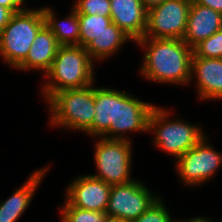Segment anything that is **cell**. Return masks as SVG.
<instances>
[{
  "mask_svg": "<svg viewBox=\"0 0 222 222\" xmlns=\"http://www.w3.org/2000/svg\"><path fill=\"white\" fill-rule=\"evenodd\" d=\"M192 57L222 58V28L194 46Z\"/></svg>",
  "mask_w": 222,
  "mask_h": 222,
  "instance_id": "cell-22",
  "label": "cell"
},
{
  "mask_svg": "<svg viewBox=\"0 0 222 222\" xmlns=\"http://www.w3.org/2000/svg\"><path fill=\"white\" fill-rule=\"evenodd\" d=\"M158 198L140 180L112 185L105 213L108 217L132 221L147 211Z\"/></svg>",
  "mask_w": 222,
  "mask_h": 222,
  "instance_id": "cell-9",
  "label": "cell"
},
{
  "mask_svg": "<svg viewBox=\"0 0 222 222\" xmlns=\"http://www.w3.org/2000/svg\"><path fill=\"white\" fill-rule=\"evenodd\" d=\"M191 0H165L147 11L144 37L155 39H183Z\"/></svg>",
  "mask_w": 222,
  "mask_h": 222,
  "instance_id": "cell-10",
  "label": "cell"
},
{
  "mask_svg": "<svg viewBox=\"0 0 222 222\" xmlns=\"http://www.w3.org/2000/svg\"><path fill=\"white\" fill-rule=\"evenodd\" d=\"M72 8L78 14L110 17V0H75Z\"/></svg>",
  "mask_w": 222,
  "mask_h": 222,
  "instance_id": "cell-23",
  "label": "cell"
},
{
  "mask_svg": "<svg viewBox=\"0 0 222 222\" xmlns=\"http://www.w3.org/2000/svg\"><path fill=\"white\" fill-rule=\"evenodd\" d=\"M194 78L199 99H222V58L192 57L191 81Z\"/></svg>",
  "mask_w": 222,
  "mask_h": 222,
  "instance_id": "cell-13",
  "label": "cell"
},
{
  "mask_svg": "<svg viewBox=\"0 0 222 222\" xmlns=\"http://www.w3.org/2000/svg\"><path fill=\"white\" fill-rule=\"evenodd\" d=\"M45 26L41 8L15 12L0 35V56L16 69L28 56L37 33Z\"/></svg>",
  "mask_w": 222,
  "mask_h": 222,
  "instance_id": "cell-5",
  "label": "cell"
},
{
  "mask_svg": "<svg viewBox=\"0 0 222 222\" xmlns=\"http://www.w3.org/2000/svg\"><path fill=\"white\" fill-rule=\"evenodd\" d=\"M144 51L140 74L156 83L188 85L191 83L193 48L183 39L143 37L135 42Z\"/></svg>",
  "mask_w": 222,
  "mask_h": 222,
  "instance_id": "cell-1",
  "label": "cell"
},
{
  "mask_svg": "<svg viewBox=\"0 0 222 222\" xmlns=\"http://www.w3.org/2000/svg\"><path fill=\"white\" fill-rule=\"evenodd\" d=\"M207 138L205 136L175 162L177 175L186 186L197 187L206 183L222 166V153L215 150Z\"/></svg>",
  "mask_w": 222,
  "mask_h": 222,
  "instance_id": "cell-8",
  "label": "cell"
},
{
  "mask_svg": "<svg viewBox=\"0 0 222 222\" xmlns=\"http://www.w3.org/2000/svg\"><path fill=\"white\" fill-rule=\"evenodd\" d=\"M165 0H142L146 10L149 11L152 8L161 5Z\"/></svg>",
  "mask_w": 222,
  "mask_h": 222,
  "instance_id": "cell-28",
  "label": "cell"
},
{
  "mask_svg": "<svg viewBox=\"0 0 222 222\" xmlns=\"http://www.w3.org/2000/svg\"><path fill=\"white\" fill-rule=\"evenodd\" d=\"M177 222H214L213 220L211 219H208L207 217H193V218H189V219H181V220H178Z\"/></svg>",
  "mask_w": 222,
  "mask_h": 222,
  "instance_id": "cell-29",
  "label": "cell"
},
{
  "mask_svg": "<svg viewBox=\"0 0 222 222\" xmlns=\"http://www.w3.org/2000/svg\"><path fill=\"white\" fill-rule=\"evenodd\" d=\"M95 114L92 137H101L115 122L116 90L109 87H95Z\"/></svg>",
  "mask_w": 222,
  "mask_h": 222,
  "instance_id": "cell-18",
  "label": "cell"
},
{
  "mask_svg": "<svg viewBox=\"0 0 222 222\" xmlns=\"http://www.w3.org/2000/svg\"><path fill=\"white\" fill-rule=\"evenodd\" d=\"M154 107V103L140 101L125 90L116 89L115 122L111 123L110 128L101 137L130 140L128 132L148 133V120Z\"/></svg>",
  "mask_w": 222,
  "mask_h": 222,
  "instance_id": "cell-7",
  "label": "cell"
},
{
  "mask_svg": "<svg viewBox=\"0 0 222 222\" xmlns=\"http://www.w3.org/2000/svg\"><path fill=\"white\" fill-rule=\"evenodd\" d=\"M65 191V200L79 209L105 212L111 185L91 175H82L71 180Z\"/></svg>",
  "mask_w": 222,
  "mask_h": 222,
  "instance_id": "cell-11",
  "label": "cell"
},
{
  "mask_svg": "<svg viewBox=\"0 0 222 222\" xmlns=\"http://www.w3.org/2000/svg\"><path fill=\"white\" fill-rule=\"evenodd\" d=\"M51 126L82 131L92 136L95 114V83L54 93L47 101Z\"/></svg>",
  "mask_w": 222,
  "mask_h": 222,
  "instance_id": "cell-3",
  "label": "cell"
},
{
  "mask_svg": "<svg viewBox=\"0 0 222 222\" xmlns=\"http://www.w3.org/2000/svg\"><path fill=\"white\" fill-rule=\"evenodd\" d=\"M171 113L166 107L155 106L148 120V133L154 132L152 139L155 147L177 160L207 135L199 125L182 118L170 120Z\"/></svg>",
  "mask_w": 222,
  "mask_h": 222,
  "instance_id": "cell-4",
  "label": "cell"
},
{
  "mask_svg": "<svg viewBox=\"0 0 222 222\" xmlns=\"http://www.w3.org/2000/svg\"><path fill=\"white\" fill-rule=\"evenodd\" d=\"M95 64L80 45L59 46L56 57L44 75L41 91L47 101L54 93L84 88L95 82Z\"/></svg>",
  "mask_w": 222,
  "mask_h": 222,
  "instance_id": "cell-2",
  "label": "cell"
},
{
  "mask_svg": "<svg viewBox=\"0 0 222 222\" xmlns=\"http://www.w3.org/2000/svg\"><path fill=\"white\" fill-rule=\"evenodd\" d=\"M105 222H130L128 220L125 219H120V218H114V217H106Z\"/></svg>",
  "mask_w": 222,
  "mask_h": 222,
  "instance_id": "cell-30",
  "label": "cell"
},
{
  "mask_svg": "<svg viewBox=\"0 0 222 222\" xmlns=\"http://www.w3.org/2000/svg\"><path fill=\"white\" fill-rule=\"evenodd\" d=\"M222 28V14L210 7L191 2L184 42L191 48Z\"/></svg>",
  "mask_w": 222,
  "mask_h": 222,
  "instance_id": "cell-15",
  "label": "cell"
},
{
  "mask_svg": "<svg viewBox=\"0 0 222 222\" xmlns=\"http://www.w3.org/2000/svg\"><path fill=\"white\" fill-rule=\"evenodd\" d=\"M56 37L45 25L38 33L29 49L26 59L16 70L30 71L37 70L45 75L56 57L59 48Z\"/></svg>",
  "mask_w": 222,
  "mask_h": 222,
  "instance_id": "cell-16",
  "label": "cell"
},
{
  "mask_svg": "<svg viewBox=\"0 0 222 222\" xmlns=\"http://www.w3.org/2000/svg\"><path fill=\"white\" fill-rule=\"evenodd\" d=\"M130 222H177L173 220L161 196L138 218Z\"/></svg>",
  "mask_w": 222,
  "mask_h": 222,
  "instance_id": "cell-24",
  "label": "cell"
},
{
  "mask_svg": "<svg viewBox=\"0 0 222 222\" xmlns=\"http://www.w3.org/2000/svg\"><path fill=\"white\" fill-rule=\"evenodd\" d=\"M132 140H117L97 137L94 145L96 174L92 177L112 185L131 182Z\"/></svg>",
  "mask_w": 222,
  "mask_h": 222,
  "instance_id": "cell-6",
  "label": "cell"
},
{
  "mask_svg": "<svg viewBox=\"0 0 222 222\" xmlns=\"http://www.w3.org/2000/svg\"><path fill=\"white\" fill-rule=\"evenodd\" d=\"M25 1L26 0H0V5L13 10L14 12H19L25 9Z\"/></svg>",
  "mask_w": 222,
  "mask_h": 222,
  "instance_id": "cell-25",
  "label": "cell"
},
{
  "mask_svg": "<svg viewBox=\"0 0 222 222\" xmlns=\"http://www.w3.org/2000/svg\"><path fill=\"white\" fill-rule=\"evenodd\" d=\"M45 25L56 37L60 46L79 45L80 24L78 13L72 8L70 15L61 21L56 18V12L49 6H42Z\"/></svg>",
  "mask_w": 222,
  "mask_h": 222,
  "instance_id": "cell-17",
  "label": "cell"
},
{
  "mask_svg": "<svg viewBox=\"0 0 222 222\" xmlns=\"http://www.w3.org/2000/svg\"><path fill=\"white\" fill-rule=\"evenodd\" d=\"M64 202V205L58 208L61 222H105L106 220L105 212L79 209L72 207L65 200Z\"/></svg>",
  "mask_w": 222,
  "mask_h": 222,
  "instance_id": "cell-21",
  "label": "cell"
},
{
  "mask_svg": "<svg viewBox=\"0 0 222 222\" xmlns=\"http://www.w3.org/2000/svg\"><path fill=\"white\" fill-rule=\"evenodd\" d=\"M130 40L132 41L129 36L112 22L106 27V30L98 37H95L85 48L94 62L97 60L102 61L111 55L113 56V54L115 55Z\"/></svg>",
  "mask_w": 222,
  "mask_h": 222,
  "instance_id": "cell-19",
  "label": "cell"
},
{
  "mask_svg": "<svg viewBox=\"0 0 222 222\" xmlns=\"http://www.w3.org/2000/svg\"><path fill=\"white\" fill-rule=\"evenodd\" d=\"M193 3L210 7L214 11L220 12L222 14V0H191Z\"/></svg>",
  "mask_w": 222,
  "mask_h": 222,
  "instance_id": "cell-27",
  "label": "cell"
},
{
  "mask_svg": "<svg viewBox=\"0 0 222 222\" xmlns=\"http://www.w3.org/2000/svg\"><path fill=\"white\" fill-rule=\"evenodd\" d=\"M110 18L132 42L144 37L147 10L142 0H110Z\"/></svg>",
  "mask_w": 222,
  "mask_h": 222,
  "instance_id": "cell-12",
  "label": "cell"
},
{
  "mask_svg": "<svg viewBox=\"0 0 222 222\" xmlns=\"http://www.w3.org/2000/svg\"><path fill=\"white\" fill-rule=\"evenodd\" d=\"M50 166H43V168L34 171L7 200H0V222H17L19 220L31 204L33 196Z\"/></svg>",
  "mask_w": 222,
  "mask_h": 222,
  "instance_id": "cell-14",
  "label": "cell"
},
{
  "mask_svg": "<svg viewBox=\"0 0 222 222\" xmlns=\"http://www.w3.org/2000/svg\"><path fill=\"white\" fill-rule=\"evenodd\" d=\"M14 13L13 10L0 5V35Z\"/></svg>",
  "mask_w": 222,
  "mask_h": 222,
  "instance_id": "cell-26",
  "label": "cell"
},
{
  "mask_svg": "<svg viewBox=\"0 0 222 222\" xmlns=\"http://www.w3.org/2000/svg\"><path fill=\"white\" fill-rule=\"evenodd\" d=\"M78 19L80 24L79 45L84 48L112 23L110 17H103L98 14H78Z\"/></svg>",
  "mask_w": 222,
  "mask_h": 222,
  "instance_id": "cell-20",
  "label": "cell"
}]
</instances>
